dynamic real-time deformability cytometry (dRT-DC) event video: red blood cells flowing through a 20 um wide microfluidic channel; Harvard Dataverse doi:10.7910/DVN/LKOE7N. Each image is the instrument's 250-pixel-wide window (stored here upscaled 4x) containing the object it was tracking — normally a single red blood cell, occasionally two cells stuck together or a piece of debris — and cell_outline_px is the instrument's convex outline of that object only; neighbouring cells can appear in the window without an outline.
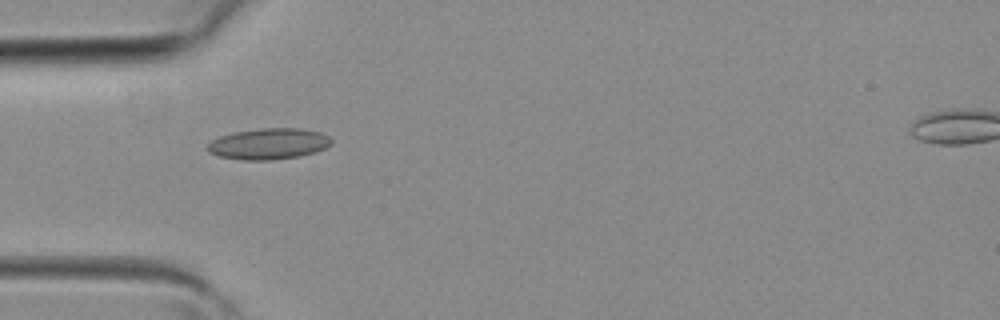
{"species": "common noctule bat (a hibernating species)", "species_latin": "Nyctalus noctula", "temperature_condition": "room temperature", "stored_images_in_passage": 16, "camera_frame_rate_fps": 3000, "um_per_image_px": 0.085, "animal": {"sex": "female", "body_mass_g": 19.3, "forearm_length_mm": 54.1}, "frame": {"image": 1, "passage_image": 1, "time_ms": 0.0, "image_size_px": [1000, 320], "cell_outline_px": [[332, 144], [316, 152], [300, 156], [272, 160], [240, 160], [220, 156], [208, 152], [208, 144], [212, 140], [220, 136], [236, 132], [260, 128], [300, 128], [320, 132], [328, 136], [332, 140]], "centroid_in_image_um": [22.86, 12.23], "position_along_channel_um": 62.1, "area_um2": 22.43}}
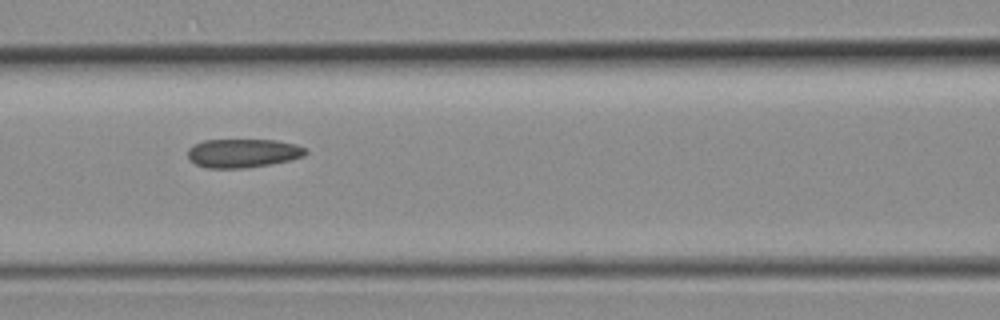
{"frame": {"image": 2, "passage_image": 6, "time_ms": 1.667, "image_size_px": [1000, 320], "cell_outline_px": [[308, 152], [304, 156], [288, 160], [268, 164], [244, 168], [208, 168], [196, 164], [188, 156], [188, 148], [204, 140], [276, 140], [296, 144], [304, 148]], "centroid_in_image_um": [20.65, 13.01], "position_along_channel_um": 145.9, "area_um2": 19.48}}
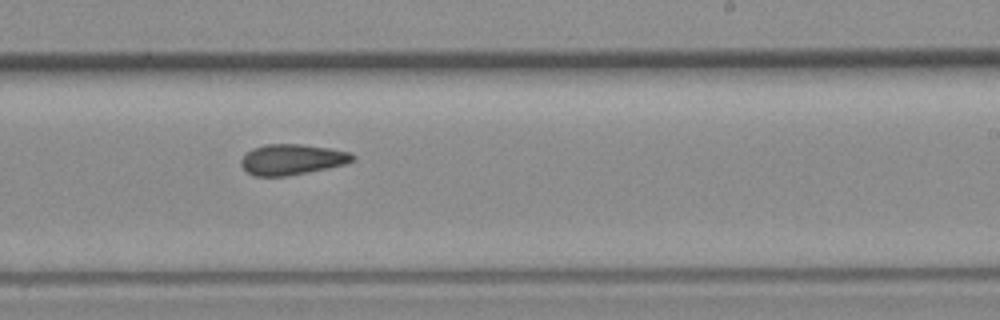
{"frame": {"image": 3, "passage_image": 13, "time_ms": 4.0, "image_size_px": [1000, 320], "cell_outline_px": [[356, 156], [352, 160], [344, 164], [328, 168], [308, 172], [284, 176], [256, 176], [248, 172], [240, 164], [240, 160], [252, 148], [264, 144], [300, 144], [328, 148], [352, 152]], "centroid_in_image_um": [24.82, 13.54], "position_along_channel_um": 264.2, "area_um2": 19.77}}